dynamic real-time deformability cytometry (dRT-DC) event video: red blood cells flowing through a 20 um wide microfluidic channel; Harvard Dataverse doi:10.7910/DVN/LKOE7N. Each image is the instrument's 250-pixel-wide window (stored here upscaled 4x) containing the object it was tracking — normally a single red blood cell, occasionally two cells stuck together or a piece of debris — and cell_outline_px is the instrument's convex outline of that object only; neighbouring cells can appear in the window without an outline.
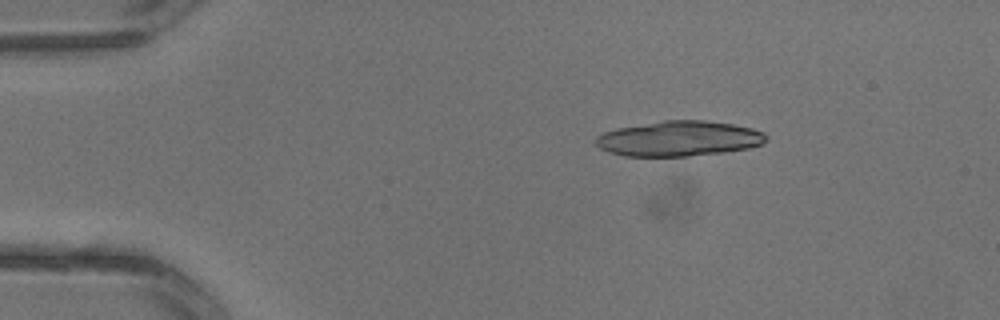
{"species": "common noctule bat (a hibernating species)", "species_latin": "Nyctalus noctula", "temperature_condition": "warm", "stored_images_in_passage": 4, "camera_frame_rate_fps": 3000, "um_per_image_px": 0.085, "animal": {"sex": "male", "body_mass_g": 13.3}, "frame": {"image": 1, "passage_image": 4, "time_ms": 1.0, "image_size_px": [1000, 320], "cell_outline_px": [[768, 140], [764, 144], [748, 148], [724, 152], [688, 156], [624, 156], [608, 152], [600, 148], [592, 140], [596, 136], [604, 132], [616, 128], [664, 120], [704, 120], [732, 124], [752, 128], [764, 132], [768, 136]], "centroid_in_image_um": [57.71, 11.78], "position_along_channel_um": 27.3, "area_um2": 35.26}}